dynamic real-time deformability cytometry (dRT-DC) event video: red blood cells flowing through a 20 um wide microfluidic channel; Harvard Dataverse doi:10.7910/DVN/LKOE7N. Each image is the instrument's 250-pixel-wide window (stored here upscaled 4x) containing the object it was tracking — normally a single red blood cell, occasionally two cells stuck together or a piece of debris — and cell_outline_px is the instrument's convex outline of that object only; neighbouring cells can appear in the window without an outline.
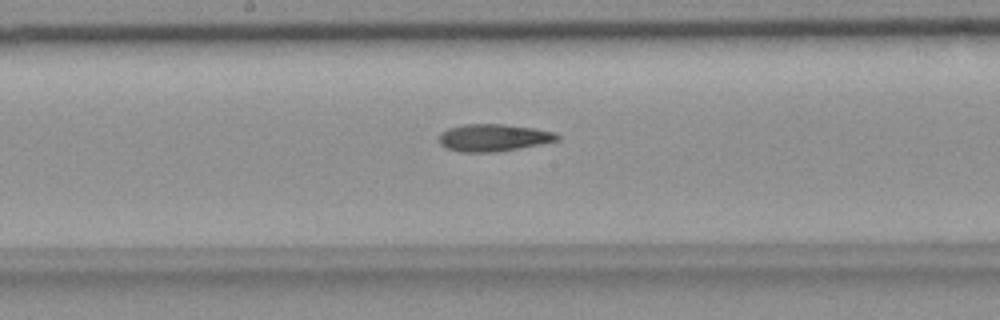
{"species": "common noctule bat (a hibernating species)", "species_latin": "Nyctalus noctula", "temperature_condition": "room temperature", "stored_images_in_passage": 34, "camera_frame_rate_fps": 3000, "um_per_image_px": 0.085, "animal": {"sex": "female", "body_mass_g": 18.4}, "frame": {"image": 1, "passage_image": 12, "time_ms": 3.667, "image_size_px": [1000, 320], "cell_outline_px": [[560, 140], [540, 144], [496, 152], [460, 152], [448, 148], [440, 144], [436, 140], [440, 132], [448, 128], [464, 124], [504, 124], [536, 128], [556, 132], [560, 136]], "centroid_in_image_um": [41.93, 11.69], "position_along_channel_um": 206.3, "area_um2": 19.02}}
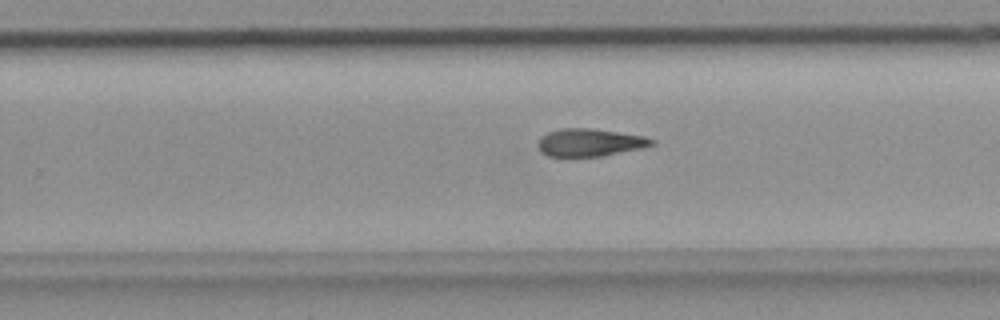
{"frame": {"image": 2, "passage_image": 18, "time_ms": 5.667, "image_size_px": [1000, 320], "cell_outline_px": [[656, 144], [644, 148], [604, 156], [568, 160], [548, 156], [540, 152], [536, 144], [540, 136], [548, 132], [564, 128], [588, 128], [644, 136], [656, 140]], "centroid_in_image_um": [50.08, 12.17], "position_along_channel_um": 279.7, "area_um2": 19.31}}
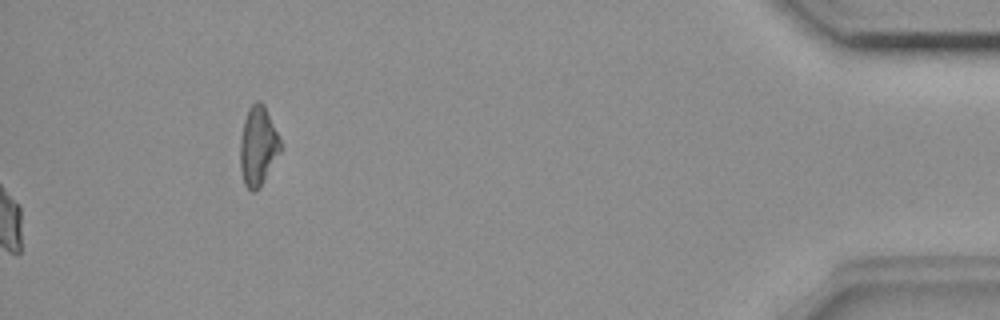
{"frame": {"image": 3, "passage_image": 34, "time_ms": 11.0, "image_size_px": [1000, 320], "cell_outline_px": [[280, 152], [264, 180], [256, 192], [252, 192], [244, 184], [240, 168], [240, 140], [244, 120], [248, 108], [256, 100], [260, 100], [264, 104], [280, 140]], "centroid_in_image_um": [21.91, 12.41], "position_along_channel_um": 413.3, "area_um2": 18.44}}